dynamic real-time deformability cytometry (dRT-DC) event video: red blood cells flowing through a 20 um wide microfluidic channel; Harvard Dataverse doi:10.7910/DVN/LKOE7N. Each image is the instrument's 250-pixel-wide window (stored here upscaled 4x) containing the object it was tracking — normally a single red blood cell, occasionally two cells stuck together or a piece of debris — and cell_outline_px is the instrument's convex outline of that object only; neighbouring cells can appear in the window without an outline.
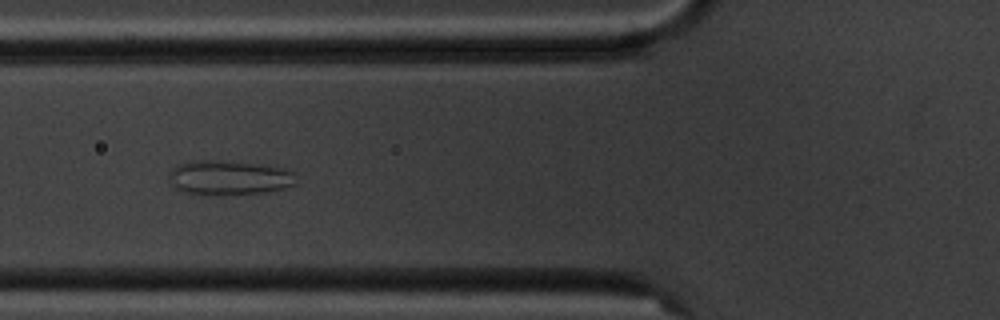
{"species": "common noctule bat (a hibernating species)", "species_latin": "Nyctalus noctula", "temperature_condition": "cold", "stored_images_in_passage": 10, "camera_frame_rate_fps": 3000, "um_per_image_px": 0.085, "animal": {"sex": "male", "body_mass_g": 20.1, "forearm_length_mm": 53.5}, "frame": {"image": 1, "passage_image": 7, "time_ms": 7.333, "image_size_px": [1000, 320], "cell_outline_px": [[296, 184], [284, 188], [268, 192], [212, 196], [192, 196], [168, 184], [168, 172], [176, 164], [196, 160], [212, 160], [252, 164], [280, 168], [292, 172]], "centroid_in_image_um": [19.32, 15.15], "position_along_channel_um": 106.5, "area_um2": 25.95}}